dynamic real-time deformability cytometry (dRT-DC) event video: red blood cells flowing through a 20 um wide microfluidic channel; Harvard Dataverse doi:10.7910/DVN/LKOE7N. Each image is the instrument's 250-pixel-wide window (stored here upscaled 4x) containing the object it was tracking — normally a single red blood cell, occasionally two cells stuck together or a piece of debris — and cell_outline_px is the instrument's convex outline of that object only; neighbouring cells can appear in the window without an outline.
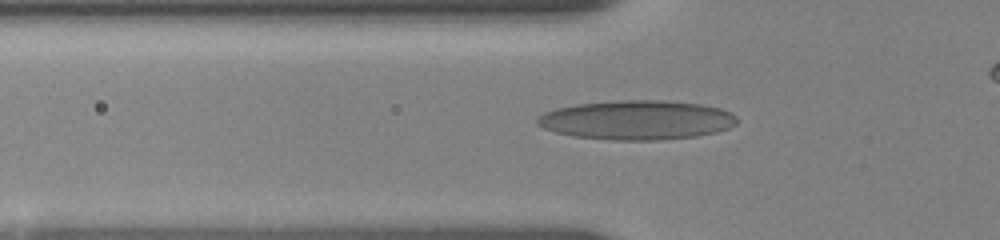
{"species": "human", "species_latin": "Homo sapiens", "temperature_condition": "room temperature", "stored_images_in_passage": 31, "camera_frame_rate_fps": 3000, "um_per_image_px": 0.085, "donor": {"sex": "female"}, "frame": {"image": 1, "passage_image": 7, "time_ms": 3.0, "image_size_px": [1000, 240], "cell_outline_px": [[736, 124], [728, 128], [716, 132], [696, 136], [660, 140], [612, 140], [572, 136], [556, 132], [544, 128], [536, 124], [536, 116], [544, 112], [556, 108], [576, 104], [620, 100], [664, 100], [700, 104], [720, 108], [732, 112], [736, 116]], "centroid_in_image_um": [54.11, 10.2], "position_along_channel_um": 71.7, "area_um2": 45.95}}
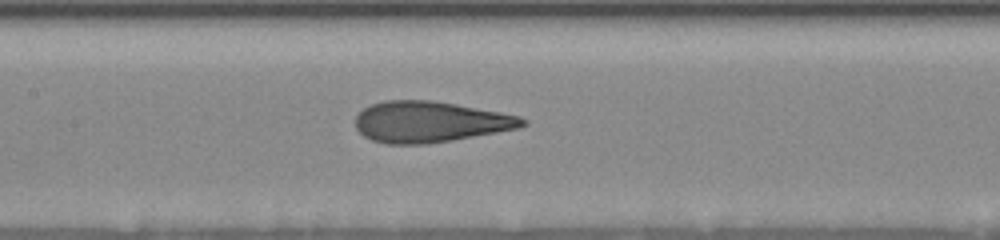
{"frame": {"image": 2, "passage_image": 12, "time_ms": 5.667, "image_size_px": [1000, 240], "cell_outline_px": [[528, 124], [520, 128], [452, 140], [428, 144], [384, 144], [372, 140], [364, 136], [356, 128], [356, 116], [364, 108], [372, 104], [384, 100], [432, 100], [456, 104], [500, 112], [520, 116], [528, 120]], "centroid_in_image_um": [36.56, 10.36], "position_along_channel_um": 170.8, "area_um2": 40.0}}
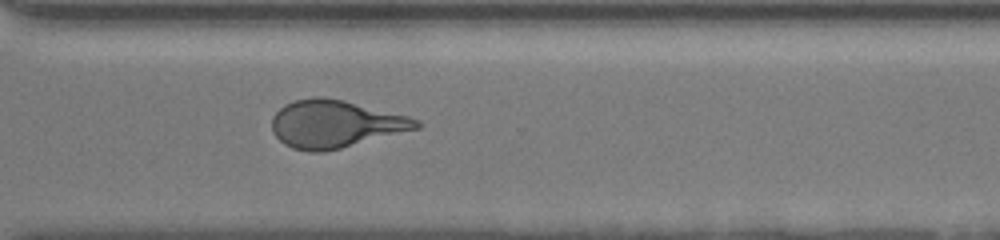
{"frame": {"image": 3, "passage_image": 30, "time_ms": 10.333, "image_size_px": [1000, 240], "cell_outline_px": [[424, 124], [420, 128], [324, 152], [312, 152], [292, 148], [284, 144], [272, 132], [272, 116], [284, 104], [296, 100], [316, 96], [324, 96], [344, 100], [408, 116], [420, 120]], "centroid_in_image_um": [28.49, 10.53], "position_along_channel_um": 342.1, "area_um2": 40.06}}